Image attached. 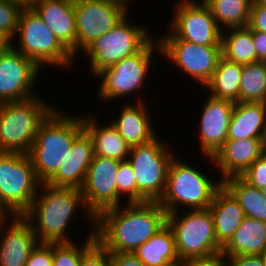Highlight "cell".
Here are the masks:
<instances>
[{"label":"cell","instance_id":"7a4b0ae2","mask_svg":"<svg viewBox=\"0 0 266 266\" xmlns=\"http://www.w3.org/2000/svg\"><path fill=\"white\" fill-rule=\"evenodd\" d=\"M79 207L84 210L85 219L93 223L92 228L95 227V218L84 204L81 189L41 183L32 205L23 216L31 224L39 243H72L66 232Z\"/></svg>","mask_w":266,"mask_h":266},{"label":"cell","instance_id":"44dd1931","mask_svg":"<svg viewBox=\"0 0 266 266\" xmlns=\"http://www.w3.org/2000/svg\"><path fill=\"white\" fill-rule=\"evenodd\" d=\"M93 156V143L91 137L84 130L74 140L64 162L46 184L56 187H73L81 189Z\"/></svg>","mask_w":266,"mask_h":266},{"label":"cell","instance_id":"7bdbcfd3","mask_svg":"<svg viewBox=\"0 0 266 266\" xmlns=\"http://www.w3.org/2000/svg\"><path fill=\"white\" fill-rule=\"evenodd\" d=\"M252 40L255 45L258 61L266 62V33L252 31Z\"/></svg>","mask_w":266,"mask_h":266},{"label":"cell","instance_id":"e575fe53","mask_svg":"<svg viewBox=\"0 0 266 266\" xmlns=\"http://www.w3.org/2000/svg\"><path fill=\"white\" fill-rule=\"evenodd\" d=\"M118 194L126 196V203L136 202V180L131 164L128 160L121 161L117 175ZM124 194V195H123Z\"/></svg>","mask_w":266,"mask_h":266},{"label":"cell","instance_id":"d6986e66","mask_svg":"<svg viewBox=\"0 0 266 266\" xmlns=\"http://www.w3.org/2000/svg\"><path fill=\"white\" fill-rule=\"evenodd\" d=\"M76 57L74 0H32L28 4Z\"/></svg>","mask_w":266,"mask_h":266},{"label":"cell","instance_id":"74e56055","mask_svg":"<svg viewBox=\"0 0 266 266\" xmlns=\"http://www.w3.org/2000/svg\"><path fill=\"white\" fill-rule=\"evenodd\" d=\"M80 266H109V252L96 242L82 256Z\"/></svg>","mask_w":266,"mask_h":266},{"label":"cell","instance_id":"f35d334b","mask_svg":"<svg viewBox=\"0 0 266 266\" xmlns=\"http://www.w3.org/2000/svg\"><path fill=\"white\" fill-rule=\"evenodd\" d=\"M182 266H229L228 257L222 251L213 254L187 259L181 262Z\"/></svg>","mask_w":266,"mask_h":266},{"label":"cell","instance_id":"4fadbf2b","mask_svg":"<svg viewBox=\"0 0 266 266\" xmlns=\"http://www.w3.org/2000/svg\"><path fill=\"white\" fill-rule=\"evenodd\" d=\"M119 0H74L76 57L101 35L113 29L128 13Z\"/></svg>","mask_w":266,"mask_h":266},{"label":"cell","instance_id":"e0dca14e","mask_svg":"<svg viewBox=\"0 0 266 266\" xmlns=\"http://www.w3.org/2000/svg\"><path fill=\"white\" fill-rule=\"evenodd\" d=\"M9 217L12 215H0V266H25L31 251L39 242L23 215H13L11 222ZM7 220L9 226L4 230Z\"/></svg>","mask_w":266,"mask_h":266},{"label":"cell","instance_id":"cb8c5ba5","mask_svg":"<svg viewBox=\"0 0 266 266\" xmlns=\"http://www.w3.org/2000/svg\"><path fill=\"white\" fill-rule=\"evenodd\" d=\"M90 115H83L82 119L84 130L89 134L93 143L94 156L126 161L129 157L131 147L110 122L108 125L101 123L100 126L97 118L95 120L94 115Z\"/></svg>","mask_w":266,"mask_h":266},{"label":"cell","instance_id":"4316f807","mask_svg":"<svg viewBox=\"0 0 266 266\" xmlns=\"http://www.w3.org/2000/svg\"><path fill=\"white\" fill-rule=\"evenodd\" d=\"M145 266L180 265L172 229L166 224L133 252Z\"/></svg>","mask_w":266,"mask_h":266},{"label":"cell","instance_id":"d6a6232c","mask_svg":"<svg viewBox=\"0 0 266 266\" xmlns=\"http://www.w3.org/2000/svg\"><path fill=\"white\" fill-rule=\"evenodd\" d=\"M88 235L81 246L74 240L72 243L53 244L52 266H80L82 256L97 242L95 228Z\"/></svg>","mask_w":266,"mask_h":266},{"label":"cell","instance_id":"277c9868","mask_svg":"<svg viewBox=\"0 0 266 266\" xmlns=\"http://www.w3.org/2000/svg\"><path fill=\"white\" fill-rule=\"evenodd\" d=\"M178 159L175 156L170 163L166 188L158 201L159 205L167 214L181 211L180 206H185L187 210L208 208L215 193L222 187V180L214 182L203 170L201 172Z\"/></svg>","mask_w":266,"mask_h":266},{"label":"cell","instance_id":"484cf974","mask_svg":"<svg viewBox=\"0 0 266 266\" xmlns=\"http://www.w3.org/2000/svg\"><path fill=\"white\" fill-rule=\"evenodd\" d=\"M222 252L227 257L263 255L266 252V222L245 217Z\"/></svg>","mask_w":266,"mask_h":266},{"label":"cell","instance_id":"30bf717a","mask_svg":"<svg viewBox=\"0 0 266 266\" xmlns=\"http://www.w3.org/2000/svg\"><path fill=\"white\" fill-rule=\"evenodd\" d=\"M127 14L113 29L101 35L85 50L92 75L115 65L125 57L142 50L154 37L147 27L131 25Z\"/></svg>","mask_w":266,"mask_h":266},{"label":"cell","instance_id":"ffe728a7","mask_svg":"<svg viewBox=\"0 0 266 266\" xmlns=\"http://www.w3.org/2000/svg\"><path fill=\"white\" fill-rule=\"evenodd\" d=\"M261 139L246 138L226 140L213 156H204L219 168L221 180L231 176H241L261 155Z\"/></svg>","mask_w":266,"mask_h":266},{"label":"cell","instance_id":"ac0fdd59","mask_svg":"<svg viewBox=\"0 0 266 266\" xmlns=\"http://www.w3.org/2000/svg\"><path fill=\"white\" fill-rule=\"evenodd\" d=\"M233 102L211 95L204 101L199 126V143L202 155L213 157L227 140Z\"/></svg>","mask_w":266,"mask_h":266},{"label":"cell","instance_id":"8fae6325","mask_svg":"<svg viewBox=\"0 0 266 266\" xmlns=\"http://www.w3.org/2000/svg\"><path fill=\"white\" fill-rule=\"evenodd\" d=\"M152 39L139 52L125 57L115 65L100 71L95 77L101 79L98 87V97L104 102L123 99L125 96L137 93L143 87L148 71L151 69L153 51L161 53L158 38ZM155 47V48H154ZM138 90V91H137ZM124 96V97H123Z\"/></svg>","mask_w":266,"mask_h":266},{"label":"cell","instance_id":"7402d4cb","mask_svg":"<svg viewBox=\"0 0 266 266\" xmlns=\"http://www.w3.org/2000/svg\"><path fill=\"white\" fill-rule=\"evenodd\" d=\"M140 98L143 97H139L135 105L132 102L126 103L117 114L119 115L116 116L117 119H110V123L130 147L149 143L157 137L151 124L153 123L150 119L151 115L143 99Z\"/></svg>","mask_w":266,"mask_h":266},{"label":"cell","instance_id":"4dcf8cb0","mask_svg":"<svg viewBox=\"0 0 266 266\" xmlns=\"http://www.w3.org/2000/svg\"><path fill=\"white\" fill-rule=\"evenodd\" d=\"M211 10L218 26L247 27L253 0H202ZM223 26V27H222Z\"/></svg>","mask_w":266,"mask_h":266},{"label":"cell","instance_id":"603a6c76","mask_svg":"<svg viewBox=\"0 0 266 266\" xmlns=\"http://www.w3.org/2000/svg\"><path fill=\"white\" fill-rule=\"evenodd\" d=\"M208 208L213 217L217 242L224 247L245 219L244 211L223 186L215 193Z\"/></svg>","mask_w":266,"mask_h":266},{"label":"cell","instance_id":"7c38bea8","mask_svg":"<svg viewBox=\"0 0 266 266\" xmlns=\"http://www.w3.org/2000/svg\"><path fill=\"white\" fill-rule=\"evenodd\" d=\"M179 2V3H178ZM172 10L170 32L158 39H180L201 46H222V29L201 0H179ZM198 2V3H197Z\"/></svg>","mask_w":266,"mask_h":266},{"label":"cell","instance_id":"60d3db41","mask_svg":"<svg viewBox=\"0 0 266 266\" xmlns=\"http://www.w3.org/2000/svg\"><path fill=\"white\" fill-rule=\"evenodd\" d=\"M109 266H145L134 253H109Z\"/></svg>","mask_w":266,"mask_h":266},{"label":"cell","instance_id":"9c48e42d","mask_svg":"<svg viewBox=\"0 0 266 266\" xmlns=\"http://www.w3.org/2000/svg\"><path fill=\"white\" fill-rule=\"evenodd\" d=\"M167 214L178 257L181 262L222 251L215 237L214 221L209 208ZM180 215V216H179Z\"/></svg>","mask_w":266,"mask_h":266},{"label":"cell","instance_id":"3957f363","mask_svg":"<svg viewBox=\"0 0 266 266\" xmlns=\"http://www.w3.org/2000/svg\"><path fill=\"white\" fill-rule=\"evenodd\" d=\"M56 108L39 126L28 152L41 183H46L57 172L74 140L84 131L81 115L69 116Z\"/></svg>","mask_w":266,"mask_h":266},{"label":"cell","instance_id":"b9f144b4","mask_svg":"<svg viewBox=\"0 0 266 266\" xmlns=\"http://www.w3.org/2000/svg\"><path fill=\"white\" fill-rule=\"evenodd\" d=\"M228 260L229 266H264L263 255H239Z\"/></svg>","mask_w":266,"mask_h":266},{"label":"cell","instance_id":"f907efd6","mask_svg":"<svg viewBox=\"0 0 266 266\" xmlns=\"http://www.w3.org/2000/svg\"><path fill=\"white\" fill-rule=\"evenodd\" d=\"M119 1L123 2V3L126 4L127 6L129 5L128 2H129V1L131 2V0H119Z\"/></svg>","mask_w":266,"mask_h":266},{"label":"cell","instance_id":"ba28073f","mask_svg":"<svg viewBox=\"0 0 266 266\" xmlns=\"http://www.w3.org/2000/svg\"><path fill=\"white\" fill-rule=\"evenodd\" d=\"M162 143L157 136L149 143L130 148L127 160L135 174L136 202L159 201L164 194L175 153Z\"/></svg>","mask_w":266,"mask_h":266},{"label":"cell","instance_id":"f546056e","mask_svg":"<svg viewBox=\"0 0 266 266\" xmlns=\"http://www.w3.org/2000/svg\"><path fill=\"white\" fill-rule=\"evenodd\" d=\"M222 30V56L227 60L249 64L257 62V53L252 40V31L248 27Z\"/></svg>","mask_w":266,"mask_h":266},{"label":"cell","instance_id":"8992f818","mask_svg":"<svg viewBox=\"0 0 266 266\" xmlns=\"http://www.w3.org/2000/svg\"><path fill=\"white\" fill-rule=\"evenodd\" d=\"M19 35V37H18ZM16 36L18 45L9 44L27 58H30L40 69L46 67H70L75 60L72 53L57 39L40 16L25 5L18 18ZM17 47V48H16Z\"/></svg>","mask_w":266,"mask_h":266},{"label":"cell","instance_id":"8d00e7d4","mask_svg":"<svg viewBox=\"0 0 266 266\" xmlns=\"http://www.w3.org/2000/svg\"><path fill=\"white\" fill-rule=\"evenodd\" d=\"M53 244L38 243L31 251L25 266H52Z\"/></svg>","mask_w":266,"mask_h":266},{"label":"cell","instance_id":"681fc988","mask_svg":"<svg viewBox=\"0 0 266 266\" xmlns=\"http://www.w3.org/2000/svg\"><path fill=\"white\" fill-rule=\"evenodd\" d=\"M263 262H264V266H266V252L263 254Z\"/></svg>","mask_w":266,"mask_h":266},{"label":"cell","instance_id":"ee69618b","mask_svg":"<svg viewBox=\"0 0 266 266\" xmlns=\"http://www.w3.org/2000/svg\"><path fill=\"white\" fill-rule=\"evenodd\" d=\"M261 142H262L263 154H266V126H265L264 131H263V136H262Z\"/></svg>","mask_w":266,"mask_h":266},{"label":"cell","instance_id":"ab89813d","mask_svg":"<svg viewBox=\"0 0 266 266\" xmlns=\"http://www.w3.org/2000/svg\"><path fill=\"white\" fill-rule=\"evenodd\" d=\"M247 27L251 31L266 33V6L252 2Z\"/></svg>","mask_w":266,"mask_h":266},{"label":"cell","instance_id":"d4e9b609","mask_svg":"<svg viewBox=\"0 0 266 266\" xmlns=\"http://www.w3.org/2000/svg\"><path fill=\"white\" fill-rule=\"evenodd\" d=\"M266 126V103L237 102L234 104L227 140L262 139Z\"/></svg>","mask_w":266,"mask_h":266},{"label":"cell","instance_id":"d590c367","mask_svg":"<svg viewBox=\"0 0 266 266\" xmlns=\"http://www.w3.org/2000/svg\"><path fill=\"white\" fill-rule=\"evenodd\" d=\"M240 177L254 188H265L266 154H262Z\"/></svg>","mask_w":266,"mask_h":266},{"label":"cell","instance_id":"7dc6e473","mask_svg":"<svg viewBox=\"0 0 266 266\" xmlns=\"http://www.w3.org/2000/svg\"><path fill=\"white\" fill-rule=\"evenodd\" d=\"M21 2H23L25 5H28L32 0H19Z\"/></svg>","mask_w":266,"mask_h":266},{"label":"cell","instance_id":"2e32d148","mask_svg":"<svg viewBox=\"0 0 266 266\" xmlns=\"http://www.w3.org/2000/svg\"><path fill=\"white\" fill-rule=\"evenodd\" d=\"M40 72L30 58L8 43L0 51V104L37 96L32 90Z\"/></svg>","mask_w":266,"mask_h":266},{"label":"cell","instance_id":"f1b7e54d","mask_svg":"<svg viewBox=\"0 0 266 266\" xmlns=\"http://www.w3.org/2000/svg\"><path fill=\"white\" fill-rule=\"evenodd\" d=\"M222 186L238 202L246 217L266 222V198L261 190L250 186L240 176L223 179Z\"/></svg>","mask_w":266,"mask_h":266},{"label":"cell","instance_id":"5bb4252c","mask_svg":"<svg viewBox=\"0 0 266 266\" xmlns=\"http://www.w3.org/2000/svg\"><path fill=\"white\" fill-rule=\"evenodd\" d=\"M161 55L201 86L212 78L222 56V46H201L180 39H158Z\"/></svg>","mask_w":266,"mask_h":266},{"label":"cell","instance_id":"83f0119b","mask_svg":"<svg viewBox=\"0 0 266 266\" xmlns=\"http://www.w3.org/2000/svg\"><path fill=\"white\" fill-rule=\"evenodd\" d=\"M243 64L227 60L223 56L218 61L212 78L204 86L216 98L239 102V89Z\"/></svg>","mask_w":266,"mask_h":266},{"label":"cell","instance_id":"f6af8a7d","mask_svg":"<svg viewBox=\"0 0 266 266\" xmlns=\"http://www.w3.org/2000/svg\"><path fill=\"white\" fill-rule=\"evenodd\" d=\"M8 44V42L0 36V51Z\"/></svg>","mask_w":266,"mask_h":266},{"label":"cell","instance_id":"836d02e7","mask_svg":"<svg viewBox=\"0 0 266 266\" xmlns=\"http://www.w3.org/2000/svg\"><path fill=\"white\" fill-rule=\"evenodd\" d=\"M24 6L19 0H0V36L8 43L15 39L18 18Z\"/></svg>","mask_w":266,"mask_h":266},{"label":"cell","instance_id":"6da1fadb","mask_svg":"<svg viewBox=\"0 0 266 266\" xmlns=\"http://www.w3.org/2000/svg\"><path fill=\"white\" fill-rule=\"evenodd\" d=\"M167 224L158 201L109 208L95 218L97 242L109 253H133Z\"/></svg>","mask_w":266,"mask_h":266},{"label":"cell","instance_id":"9a60e30c","mask_svg":"<svg viewBox=\"0 0 266 266\" xmlns=\"http://www.w3.org/2000/svg\"><path fill=\"white\" fill-rule=\"evenodd\" d=\"M120 162L112 158L93 156L81 193L87 210L94 218L104 210L123 204L117 188Z\"/></svg>","mask_w":266,"mask_h":266},{"label":"cell","instance_id":"1f68e13d","mask_svg":"<svg viewBox=\"0 0 266 266\" xmlns=\"http://www.w3.org/2000/svg\"><path fill=\"white\" fill-rule=\"evenodd\" d=\"M239 102L266 103V62L243 64Z\"/></svg>","mask_w":266,"mask_h":266},{"label":"cell","instance_id":"bcb514c9","mask_svg":"<svg viewBox=\"0 0 266 266\" xmlns=\"http://www.w3.org/2000/svg\"><path fill=\"white\" fill-rule=\"evenodd\" d=\"M253 2L266 6V0H253Z\"/></svg>","mask_w":266,"mask_h":266},{"label":"cell","instance_id":"52a82bcc","mask_svg":"<svg viewBox=\"0 0 266 266\" xmlns=\"http://www.w3.org/2000/svg\"><path fill=\"white\" fill-rule=\"evenodd\" d=\"M40 185L28 154L0 152V215H23Z\"/></svg>","mask_w":266,"mask_h":266},{"label":"cell","instance_id":"c3c4849f","mask_svg":"<svg viewBox=\"0 0 266 266\" xmlns=\"http://www.w3.org/2000/svg\"><path fill=\"white\" fill-rule=\"evenodd\" d=\"M262 195L266 198V187L261 189Z\"/></svg>","mask_w":266,"mask_h":266},{"label":"cell","instance_id":"5b68a950","mask_svg":"<svg viewBox=\"0 0 266 266\" xmlns=\"http://www.w3.org/2000/svg\"><path fill=\"white\" fill-rule=\"evenodd\" d=\"M41 99L0 104V152L28 154L39 126L55 109Z\"/></svg>","mask_w":266,"mask_h":266}]
</instances>
